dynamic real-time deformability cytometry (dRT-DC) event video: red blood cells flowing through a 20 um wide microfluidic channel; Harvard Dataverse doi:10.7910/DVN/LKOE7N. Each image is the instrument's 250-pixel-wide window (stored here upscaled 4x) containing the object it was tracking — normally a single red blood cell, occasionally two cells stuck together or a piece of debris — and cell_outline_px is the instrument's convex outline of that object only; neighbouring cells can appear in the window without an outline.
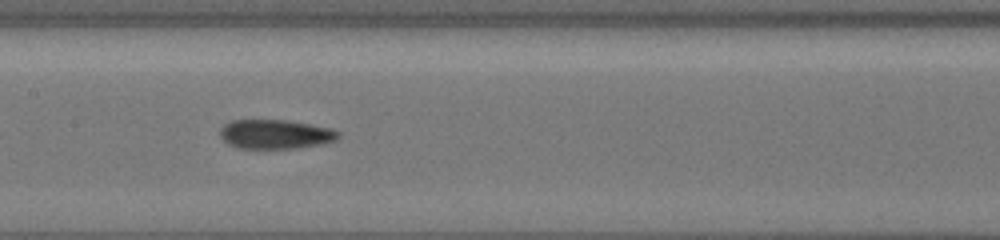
{"species": "common noctule bat (a hibernating species)", "species_latin": "Nyctalus noctula", "temperature_condition": "cold", "stored_images_in_passage": 16, "camera_frame_rate_fps": 3000, "um_per_image_px": 0.085, "animal": {"sex": "female", "body_mass_g": 19.5, "forearm_length_mm": 54.1}, "frame": {"image": 1, "passage_image": 12, "time_ms": 3.667, "image_size_px": [1000, 240], "cell_outline_px": [[340, 136], [336, 140], [320, 144], [296, 148], [236, 148], [228, 144], [220, 136], [220, 128], [224, 124], [232, 120], [288, 120], [312, 124], [332, 128], [340, 132]], "centroid_in_image_um": [23.42, 11.4], "position_along_channel_um": 184.0, "area_um2": 20.29}}